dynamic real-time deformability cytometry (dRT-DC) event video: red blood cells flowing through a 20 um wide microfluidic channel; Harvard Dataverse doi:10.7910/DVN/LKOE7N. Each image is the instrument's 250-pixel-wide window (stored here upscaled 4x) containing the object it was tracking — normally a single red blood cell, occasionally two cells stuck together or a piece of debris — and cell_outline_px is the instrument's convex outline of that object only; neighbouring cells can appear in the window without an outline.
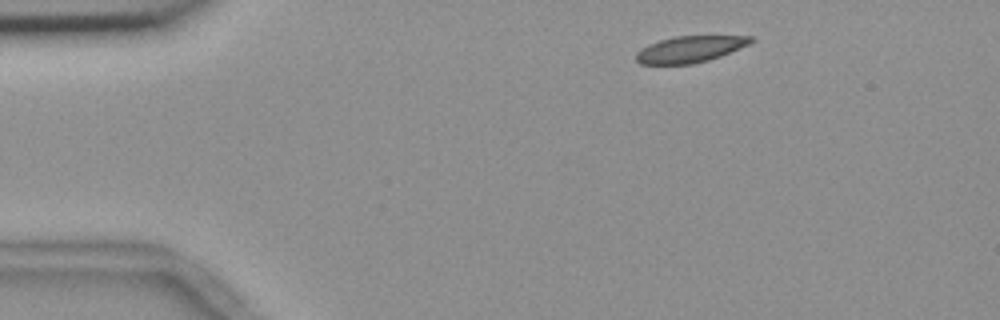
{"species": "common noctule bat (a hibernating species)", "species_latin": "Nyctalus noctula", "temperature_condition": "room temperature", "stored_images_in_passage": 47, "camera_frame_rate_fps": 3000, "um_per_image_px": 0.085, "animal": {"sex": "female", "body_mass_g": 18.4}, "frame": {"image": 1, "passage_image": 1, "time_ms": 0.0, "image_size_px": [1000, 320], "cell_outline_px": [[756, 40], [748, 44], [720, 56], [708, 60], [692, 64], [640, 64], [636, 60], [636, 52], [640, 48], [648, 44], [660, 40], [676, 36], [756, 36]], "centroid_in_image_um": [58.63, 4.18], "position_along_channel_um": 26.4, "area_um2": 17.63}}
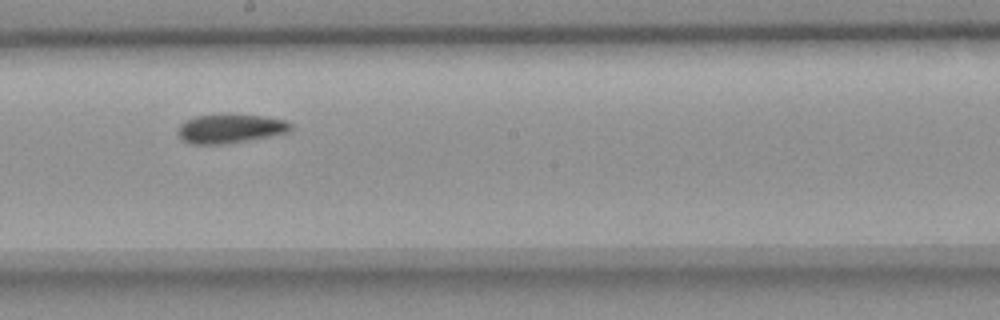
{"frame": {"image": 2, "passage_image": 23, "time_ms": 7.333, "image_size_px": [1000, 320], "cell_outline_px": [[292, 128], [288, 132], [268, 136], [220, 144], [192, 144], [184, 140], [176, 132], [180, 124], [184, 120], [196, 116], [228, 112], [264, 116], [284, 120], [292, 124]], "centroid_in_image_um": [19.53, 10.88], "position_along_channel_um": 228.7, "area_um2": 19.31}}
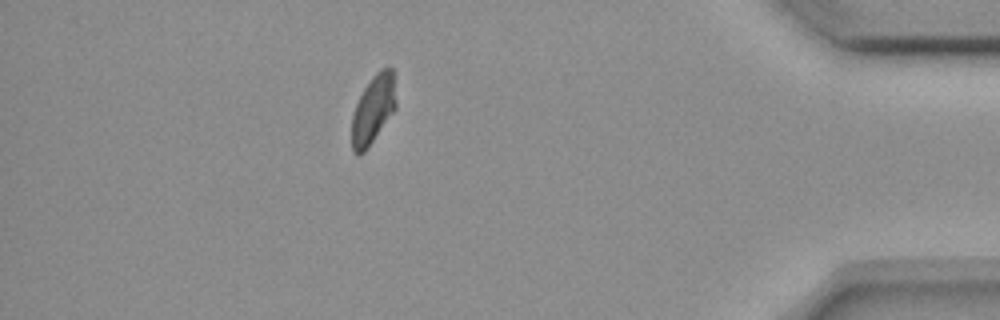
{"frame": {"image": 3, "passage_image": 41, "time_ms": 13.333, "image_size_px": [1000, 320], "cell_outline_px": [[396, 108], [368, 148], [360, 156], [352, 152], [352, 116], [356, 104], [364, 88], [372, 76], [380, 68], [392, 68], [396, 100]], "centroid_in_image_um": [31.71, 9.32], "position_along_channel_um": 403.5, "area_um2": 17.63}, "authors_computed_cell_mechanics": {"area_um2": 19.0162, "velocity_mm_per_s": 3.6535, "shape_relaxation_time_tau1_ms": null, "shape_relaxation_time_tau2_ms": 2.2225, "deformation_change_tau1": null, "deformation_change_tau2": 0.04}}